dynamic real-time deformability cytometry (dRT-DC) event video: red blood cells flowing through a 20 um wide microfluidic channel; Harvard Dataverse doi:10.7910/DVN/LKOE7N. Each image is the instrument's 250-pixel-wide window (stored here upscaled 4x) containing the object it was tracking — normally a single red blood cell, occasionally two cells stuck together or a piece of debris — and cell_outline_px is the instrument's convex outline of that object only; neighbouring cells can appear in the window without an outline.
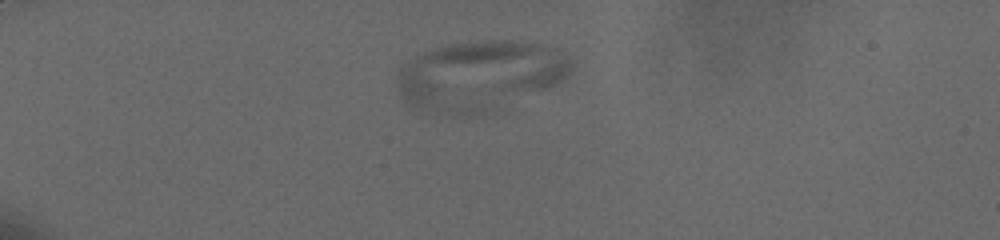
{"species": "human", "species_latin": "Homo sapiens", "temperature_condition": "cold", "stored_images_in_passage": 48, "camera_frame_rate_fps": 3000, "um_per_image_px": 0.085, "donor": {"sex": "male"}, "frame": {"image": 1, "passage_image": 6, "time_ms": 1.667, "image_size_px": [1000, 240], "cell_outline_px": [[572, 68], [568, 76], [556, 84], [544, 88], [424, 104], [412, 104], [404, 100], [400, 96], [400, 68], [404, 64], [424, 52], [436, 48], [452, 44], [492, 40], [512, 40], [540, 44], [556, 48], [568, 60]], "centroid_in_image_um": [40.87, 6.01], "position_along_channel_um": 44.1, "area_um2": 59.25}}
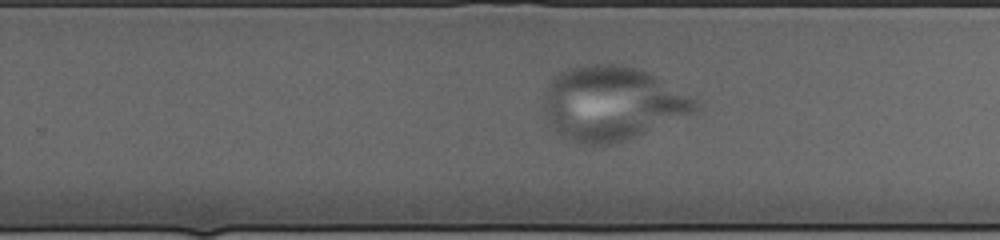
{"frame": {"image": 2, "passage_image": 30, "time_ms": 9.667, "image_size_px": [1000, 240], "cell_outline_px": [[700, 104], [692, 112], [624, 140], [608, 144], [580, 144], [568, 140], [560, 136], [544, 120], [544, 92], [552, 80], [560, 72], [580, 64], [620, 64], [640, 68], [648, 72], [700, 100]], "centroid_in_image_um": [51.95, 8.77], "position_along_channel_um": 277.8, "area_um2": 65.2}}